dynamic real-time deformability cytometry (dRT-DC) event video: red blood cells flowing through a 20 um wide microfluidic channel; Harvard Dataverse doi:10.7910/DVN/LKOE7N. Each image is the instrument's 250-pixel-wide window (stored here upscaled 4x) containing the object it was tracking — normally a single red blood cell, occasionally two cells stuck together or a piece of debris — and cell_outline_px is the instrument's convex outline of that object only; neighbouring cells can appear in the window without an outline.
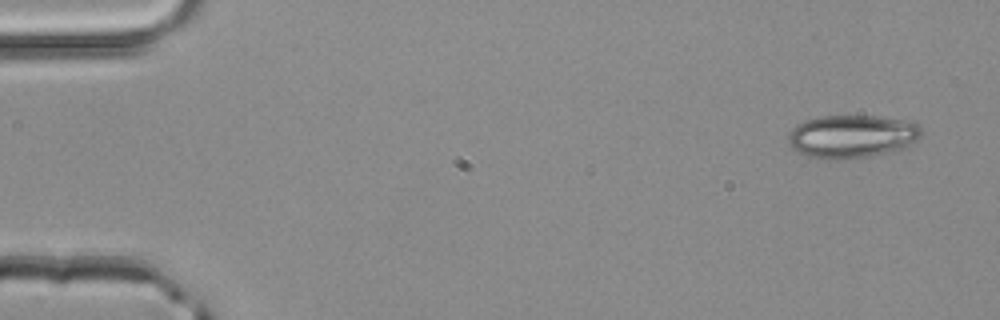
{"species": "common noctule bat (a hibernating species)", "species_latin": "Nyctalus noctula", "temperature_condition": "room temperature", "stored_images_in_passage": 3, "camera_frame_rate_fps": 3000, "um_per_image_px": 0.085, "animal": {"sex": "male", "body_mass_g": 20.4}, "frame": {"image": 1, "passage_image": 1, "time_ms": 0.0, "image_size_px": [1000, 320], "cell_outline_px": [[920, 136], [908, 148], [896, 152], [844, 160], [828, 160], [808, 156], [796, 152], [788, 144], [788, 136], [792, 128], [796, 124], [820, 116], [876, 116], [904, 120], [920, 124]], "centroid_in_image_um": [72.42, 11.62], "position_along_channel_um": 12.6, "area_um2": 33.99}}